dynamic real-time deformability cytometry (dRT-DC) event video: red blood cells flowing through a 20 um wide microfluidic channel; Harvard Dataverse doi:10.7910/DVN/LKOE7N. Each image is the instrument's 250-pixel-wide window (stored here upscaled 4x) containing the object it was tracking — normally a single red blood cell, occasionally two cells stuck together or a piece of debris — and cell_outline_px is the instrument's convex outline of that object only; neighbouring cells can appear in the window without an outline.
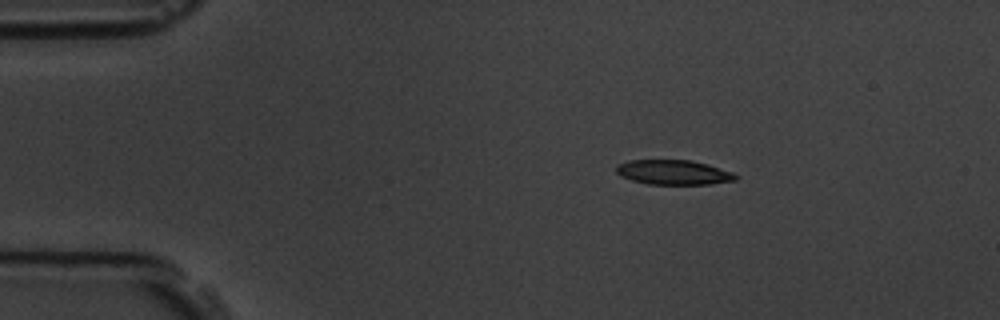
{"species": "common noctule bat (a hibernating species)", "species_latin": "Nyctalus noctula", "temperature_condition": "room temperature", "stored_images_in_passage": 4, "camera_frame_rate_fps": 3000, "um_per_image_px": 0.085, "animal": {"sex": "male", "body_mass_g": 19.5, "forearm_length_mm": 54.6}, "frame": {"image": 1, "passage_image": 2, "time_ms": 1.333, "image_size_px": [1000, 320], "cell_outline_px": [[740, 176], [736, 180], [708, 184], [648, 184], [632, 180], [620, 176], [616, 172], [616, 164], [632, 160], [688, 160], [708, 164], [732, 172]], "centroid_in_image_um": [57.25, 14.65], "position_along_channel_um": 27.8, "area_um2": 17.17}}